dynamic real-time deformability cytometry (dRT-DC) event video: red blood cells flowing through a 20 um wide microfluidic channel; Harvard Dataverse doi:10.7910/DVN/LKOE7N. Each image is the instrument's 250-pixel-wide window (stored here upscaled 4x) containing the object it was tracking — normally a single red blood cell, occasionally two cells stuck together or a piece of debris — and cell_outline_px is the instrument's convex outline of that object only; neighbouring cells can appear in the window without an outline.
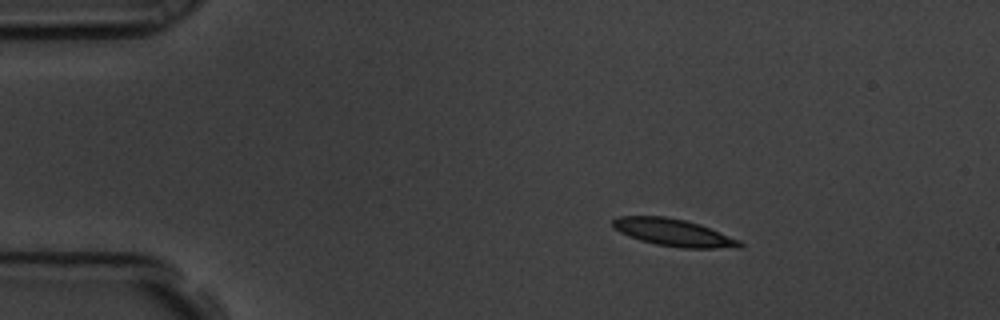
{"species": "common noctule bat (a hibernating species)", "species_latin": "Nyctalus noctula", "temperature_condition": "room temperature", "stored_images_in_passage": 49, "camera_frame_rate_fps": 3000, "um_per_image_px": 0.085, "animal": {"sex": "male", "body_mass_g": 19.5, "forearm_length_mm": 54.6}, "frame": {"image": 1, "passage_image": 1, "time_ms": 0.0, "image_size_px": [1000, 320], "cell_outline_px": [[744, 244], [740, 248], [684, 248], [656, 244], [640, 240], [628, 236], [612, 228], [612, 220], [616, 216], [664, 216], [684, 220], [700, 224], [740, 240]], "centroid_in_image_um": [57.23, 19.76], "position_along_channel_um": 27.8, "area_um2": 20.23}}
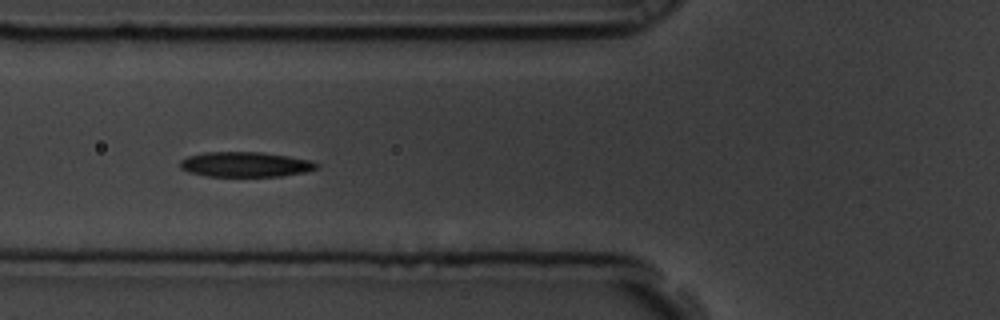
{"frame": {"image": 2, "passage_image": 13, "time_ms": 4.0, "image_size_px": [1000, 320], "cell_outline_px": [[320, 168], [304, 172], [280, 176], [208, 176], [188, 172], [180, 168], [180, 160], [188, 156], [204, 152], [260, 152], [288, 156], [312, 160], [320, 164]], "centroid_in_image_um": [20.88, 13.97], "position_along_channel_um": 104.9, "area_um2": 20.0}}
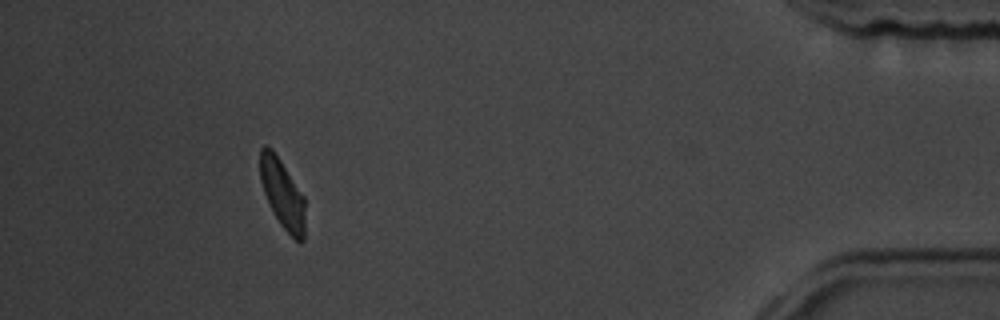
{"frame": {"image": 3, "passage_image": 44, "time_ms": 14.333, "image_size_px": [1000, 320], "cell_outline_px": [[304, 240], [300, 244], [280, 224], [272, 212], [264, 192], [260, 180], [260, 148], [264, 144], [272, 148], [304, 196]], "centroid_in_image_um": [23.99, 16.46], "position_along_channel_um": 411.2, "area_um2": 18.03}, "authors_computed_cell_mechanics": {"area_um2": 19.8832, "velocity_mm_per_s": 3.539, "shape_relaxation_time_tau1_ms": 3.7851, "shape_relaxation_time_tau2_ms": 1.6975, "deformation_change_tau1": 0.1347, "deformation_change_tau2": 0.0691}}